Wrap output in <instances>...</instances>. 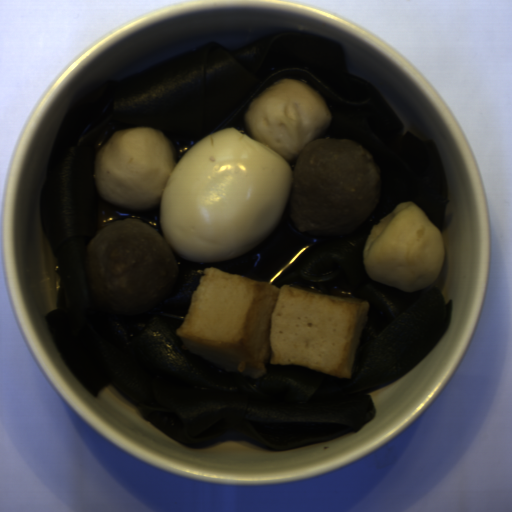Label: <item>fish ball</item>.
Masks as SVG:
<instances>
[{"label": "fish ball", "instance_id": "obj_4", "mask_svg": "<svg viewBox=\"0 0 512 512\" xmlns=\"http://www.w3.org/2000/svg\"><path fill=\"white\" fill-rule=\"evenodd\" d=\"M244 119L251 137L277 151L292 168L303 148L327 131L332 115L310 84L287 77L255 96Z\"/></svg>", "mask_w": 512, "mask_h": 512}, {"label": "fish ball", "instance_id": "obj_1", "mask_svg": "<svg viewBox=\"0 0 512 512\" xmlns=\"http://www.w3.org/2000/svg\"><path fill=\"white\" fill-rule=\"evenodd\" d=\"M369 318L367 301L208 266L175 331L188 353L253 380L268 366H301L343 379L353 374Z\"/></svg>", "mask_w": 512, "mask_h": 512}, {"label": "fish ball", "instance_id": "obj_3", "mask_svg": "<svg viewBox=\"0 0 512 512\" xmlns=\"http://www.w3.org/2000/svg\"><path fill=\"white\" fill-rule=\"evenodd\" d=\"M176 164L173 144L163 132L134 126L117 131L100 147L93 182L109 203L148 210L161 204L164 186Z\"/></svg>", "mask_w": 512, "mask_h": 512}, {"label": "fish ball", "instance_id": "obj_2", "mask_svg": "<svg viewBox=\"0 0 512 512\" xmlns=\"http://www.w3.org/2000/svg\"><path fill=\"white\" fill-rule=\"evenodd\" d=\"M444 259L442 233L412 200L401 202L380 219L363 248L368 276L402 293L429 287Z\"/></svg>", "mask_w": 512, "mask_h": 512}]
</instances>
